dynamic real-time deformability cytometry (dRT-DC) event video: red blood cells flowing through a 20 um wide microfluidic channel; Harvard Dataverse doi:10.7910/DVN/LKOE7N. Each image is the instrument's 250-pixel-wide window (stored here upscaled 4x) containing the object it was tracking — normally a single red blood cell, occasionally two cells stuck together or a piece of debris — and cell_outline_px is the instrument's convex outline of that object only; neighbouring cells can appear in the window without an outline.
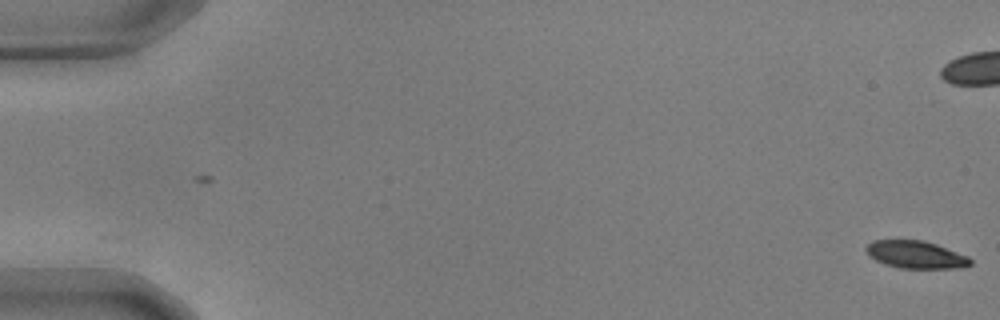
{"species": "common noctule bat (a hibernating species)", "species_latin": "Nyctalus noctula", "temperature_condition": "warm", "stored_images_in_passage": 18, "camera_frame_rate_fps": 3000, "um_per_image_px": 0.085, "animal": {"sex": "male", "body_mass_g": 17.9, "forearm_length_mm": 54.2}, "frame": {"image": 1, "passage_image": 1, "time_ms": 0.0, "image_size_px": [1000, 320], "cell_outline_px": [[972, 264], [960, 268], [900, 268], [884, 264], [868, 256], [864, 248], [872, 240], [924, 240], [936, 244], [968, 256], [972, 260]], "centroid_in_image_um": [77.82, 21.64], "position_along_channel_um": 7.2, "area_um2": 16.82}}